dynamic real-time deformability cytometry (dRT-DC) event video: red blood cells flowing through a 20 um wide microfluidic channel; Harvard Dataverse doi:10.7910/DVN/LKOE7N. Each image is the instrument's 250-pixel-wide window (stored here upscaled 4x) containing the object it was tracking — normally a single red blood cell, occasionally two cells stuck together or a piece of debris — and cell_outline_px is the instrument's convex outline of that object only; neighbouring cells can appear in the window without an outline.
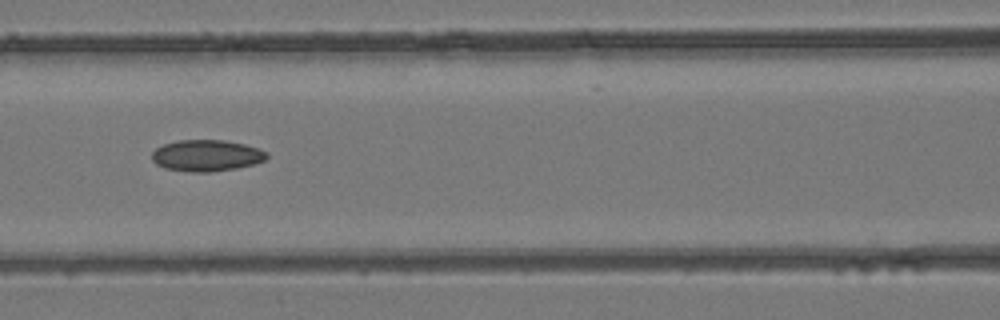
{"species": "common noctule bat (a hibernating species)", "species_latin": "Nyctalus noctula", "temperature_condition": "room temperature", "stored_images_in_passage": 4, "camera_frame_rate_fps": 3000, "um_per_image_px": 0.085, "animal": {"sex": "female", "body_mass_g": 24.6, "forearm_length_mm": 56.2}, "frame": {"image": 1, "passage_image": 4, "time_ms": 1.0, "image_size_px": [1000, 320], "cell_outline_px": [[268, 156], [264, 160], [252, 164], [236, 168], [208, 172], [192, 172], [164, 168], [156, 164], [152, 160], [152, 152], [156, 148], [164, 144], [180, 140], [224, 140], [244, 144], [268, 152]], "centroid_in_image_um": [17.53, 13.22], "position_along_channel_um": 149.1, "area_um2": 20.87}}